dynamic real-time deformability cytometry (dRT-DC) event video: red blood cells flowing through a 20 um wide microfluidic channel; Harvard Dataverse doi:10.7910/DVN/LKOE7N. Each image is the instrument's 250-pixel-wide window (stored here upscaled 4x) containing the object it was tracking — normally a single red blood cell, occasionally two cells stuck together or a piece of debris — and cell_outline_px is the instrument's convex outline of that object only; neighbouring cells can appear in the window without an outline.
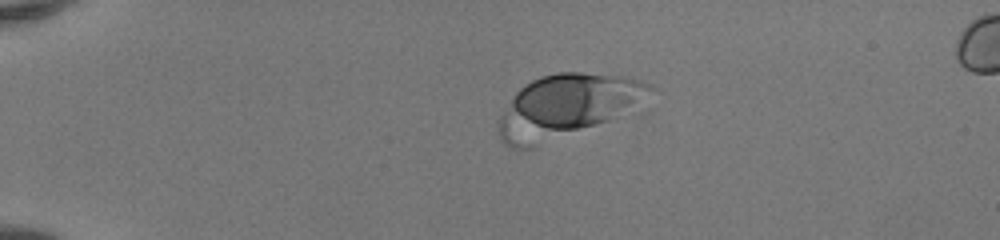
{"species": "human", "species_latin": "Homo sapiens", "temperature_condition": "room temperature", "stored_images_in_passage": 10, "camera_frame_rate_fps": 3000, "um_per_image_px": 0.085, "donor": {"sex": "female"}, "frame": {"image": 1, "passage_image": 1, "time_ms": 0.0, "image_size_px": [1000, 240], "cell_outline_px": [[656, 88], [648, 108], [640, 116], [532, 148], [512, 148], [504, 144], [500, 140], [500, 116], [516, 92], [524, 84], [540, 76], [556, 72], [580, 72], [624, 76], [652, 84]], "centroid_in_image_um": [48.5, 9.07], "position_along_channel_um": 36.5, "area_um2": 59.48}}
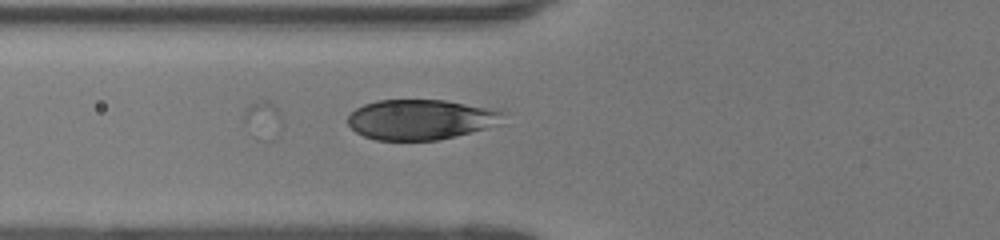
{"frame": {"image": 2, "passage_image": 10, "time_ms": 3.0, "image_size_px": [1000, 240], "cell_outline_px": [[508, 112], [504, 124], [456, 136], [436, 140], [376, 140], [364, 136], [356, 132], [348, 124], [348, 116], [356, 108], [364, 104], [376, 100], [444, 100], [504, 108]], "centroid_in_image_um": [35.93, 10.14], "position_along_channel_um": 89.9, "area_um2": 37.4}}